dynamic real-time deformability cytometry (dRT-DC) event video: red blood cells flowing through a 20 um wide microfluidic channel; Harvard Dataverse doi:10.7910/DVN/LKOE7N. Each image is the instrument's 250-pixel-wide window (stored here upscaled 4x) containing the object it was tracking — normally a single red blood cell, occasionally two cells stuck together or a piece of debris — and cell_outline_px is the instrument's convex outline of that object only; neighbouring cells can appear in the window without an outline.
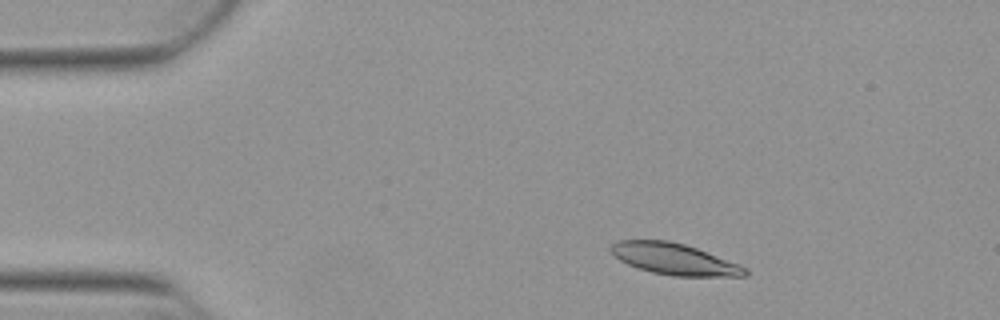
{"species": "Egyptian fruit bat (a non-hibernating species)", "species_latin": "Rousettus aegyptiacus", "temperature_condition": "warm", "stored_images_in_passage": 51, "camera_frame_rate_fps": 3000, "um_per_image_px": 0.085, "animal": {"sex": "female"}, "frame": {"image": 1, "passage_image": 7, "time_ms": 2.0, "image_size_px": [1000, 320], "cell_outline_px": [[748, 276], [672, 276], [652, 272], [628, 264], [620, 260], [608, 248], [616, 240], [668, 240], [684, 244], [696, 248], [740, 264], [748, 268]], "centroid_in_image_um": [57.34, 22.02], "position_along_channel_um": 27.7, "area_um2": 24.45}}
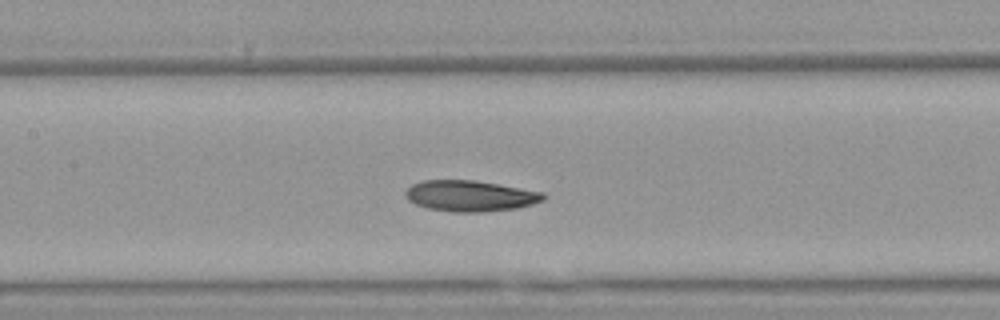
{"frame": {"image": 2, "passage_image": 23, "time_ms": 7.333, "image_size_px": [1000, 320], "cell_outline_px": [[548, 196], [544, 200], [532, 204], [516, 208], [480, 212], [452, 212], [428, 208], [416, 204], [408, 200], [404, 196], [404, 192], [412, 184], [424, 180], [476, 180], [544, 192]], "centroid_in_image_um": [39.97, 16.64], "position_along_channel_um": 167.4, "area_um2": 24.97}}
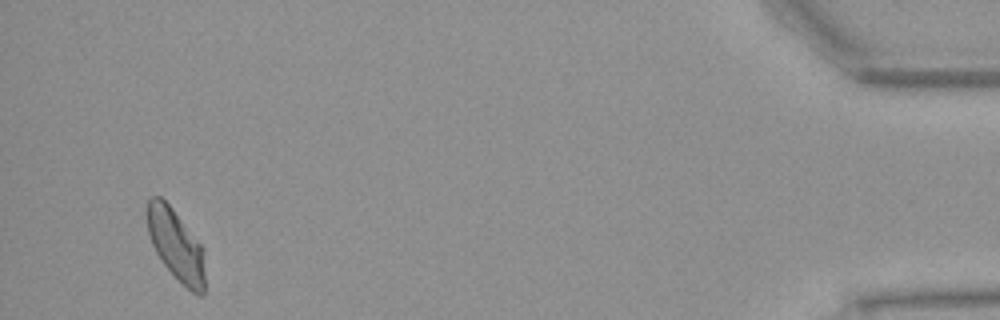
{"frame": {"image": 3, "passage_image": 49, "time_ms": 16.0, "image_size_px": [1000, 320], "cell_outline_px": [[204, 296], [196, 296], [164, 264], [156, 252], [152, 244], [148, 232], [144, 212], [148, 200], [152, 196], [160, 196], [172, 208], [204, 248]], "centroid_in_image_um": [14.94, 20.78], "position_along_channel_um": 420.3, "area_um2": 23.99}, "authors_computed_cell_mechanics": {"area_um2": 24.4494, "velocity_mm_per_s": 3.8292, "shape_relaxation_time_tau1_ms": 7.4091, "shape_relaxation_time_tau2_ms": 6.1918, "deformation_change_tau1": 0.1925, "deformation_change_tau2": 0.1289}}